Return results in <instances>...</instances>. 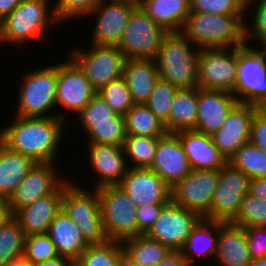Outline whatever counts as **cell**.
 I'll return each instance as SVG.
<instances>
[{
  "instance_id": "cell-43",
  "label": "cell",
  "mask_w": 266,
  "mask_h": 266,
  "mask_svg": "<svg viewBox=\"0 0 266 266\" xmlns=\"http://www.w3.org/2000/svg\"><path fill=\"white\" fill-rule=\"evenodd\" d=\"M59 256L56 246L47 233L31 234L25 238L24 258L31 264H39Z\"/></svg>"
},
{
  "instance_id": "cell-14",
  "label": "cell",
  "mask_w": 266,
  "mask_h": 266,
  "mask_svg": "<svg viewBox=\"0 0 266 266\" xmlns=\"http://www.w3.org/2000/svg\"><path fill=\"white\" fill-rule=\"evenodd\" d=\"M237 47L200 49L198 87L234 92Z\"/></svg>"
},
{
  "instance_id": "cell-31",
  "label": "cell",
  "mask_w": 266,
  "mask_h": 266,
  "mask_svg": "<svg viewBox=\"0 0 266 266\" xmlns=\"http://www.w3.org/2000/svg\"><path fill=\"white\" fill-rule=\"evenodd\" d=\"M198 113V87L178 89L169 117V133L195 130Z\"/></svg>"
},
{
  "instance_id": "cell-9",
  "label": "cell",
  "mask_w": 266,
  "mask_h": 266,
  "mask_svg": "<svg viewBox=\"0 0 266 266\" xmlns=\"http://www.w3.org/2000/svg\"><path fill=\"white\" fill-rule=\"evenodd\" d=\"M90 45L87 50L77 46L67 55L79 65L98 92L111 81L122 77L126 58L118 45Z\"/></svg>"
},
{
  "instance_id": "cell-58",
  "label": "cell",
  "mask_w": 266,
  "mask_h": 266,
  "mask_svg": "<svg viewBox=\"0 0 266 266\" xmlns=\"http://www.w3.org/2000/svg\"><path fill=\"white\" fill-rule=\"evenodd\" d=\"M245 6L250 2V0H240Z\"/></svg>"
},
{
  "instance_id": "cell-38",
  "label": "cell",
  "mask_w": 266,
  "mask_h": 266,
  "mask_svg": "<svg viewBox=\"0 0 266 266\" xmlns=\"http://www.w3.org/2000/svg\"><path fill=\"white\" fill-rule=\"evenodd\" d=\"M245 18V43L255 41L257 47L266 45V0H250L245 6Z\"/></svg>"
},
{
  "instance_id": "cell-16",
  "label": "cell",
  "mask_w": 266,
  "mask_h": 266,
  "mask_svg": "<svg viewBox=\"0 0 266 266\" xmlns=\"http://www.w3.org/2000/svg\"><path fill=\"white\" fill-rule=\"evenodd\" d=\"M201 219L197 213L180 207L171 200L145 235L171 250H181L192 229Z\"/></svg>"
},
{
  "instance_id": "cell-51",
  "label": "cell",
  "mask_w": 266,
  "mask_h": 266,
  "mask_svg": "<svg viewBox=\"0 0 266 266\" xmlns=\"http://www.w3.org/2000/svg\"><path fill=\"white\" fill-rule=\"evenodd\" d=\"M248 193L266 200V178L250 179Z\"/></svg>"
},
{
  "instance_id": "cell-27",
  "label": "cell",
  "mask_w": 266,
  "mask_h": 266,
  "mask_svg": "<svg viewBox=\"0 0 266 266\" xmlns=\"http://www.w3.org/2000/svg\"><path fill=\"white\" fill-rule=\"evenodd\" d=\"M48 236L56 246L59 256L75 262L90 245L78 226L62 210L49 225Z\"/></svg>"
},
{
  "instance_id": "cell-48",
  "label": "cell",
  "mask_w": 266,
  "mask_h": 266,
  "mask_svg": "<svg viewBox=\"0 0 266 266\" xmlns=\"http://www.w3.org/2000/svg\"><path fill=\"white\" fill-rule=\"evenodd\" d=\"M168 203H152L137 207L138 236L145 235Z\"/></svg>"
},
{
  "instance_id": "cell-32",
  "label": "cell",
  "mask_w": 266,
  "mask_h": 266,
  "mask_svg": "<svg viewBox=\"0 0 266 266\" xmlns=\"http://www.w3.org/2000/svg\"><path fill=\"white\" fill-rule=\"evenodd\" d=\"M124 253L141 266H157L172 250L146 235H139L121 242Z\"/></svg>"
},
{
  "instance_id": "cell-50",
  "label": "cell",
  "mask_w": 266,
  "mask_h": 266,
  "mask_svg": "<svg viewBox=\"0 0 266 266\" xmlns=\"http://www.w3.org/2000/svg\"><path fill=\"white\" fill-rule=\"evenodd\" d=\"M157 266H190L180 250H172Z\"/></svg>"
},
{
  "instance_id": "cell-19",
  "label": "cell",
  "mask_w": 266,
  "mask_h": 266,
  "mask_svg": "<svg viewBox=\"0 0 266 266\" xmlns=\"http://www.w3.org/2000/svg\"><path fill=\"white\" fill-rule=\"evenodd\" d=\"M118 186L136 207L171 201V188L150 168H128Z\"/></svg>"
},
{
  "instance_id": "cell-4",
  "label": "cell",
  "mask_w": 266,
  "mask_h": 266,
  "mask_svg": "<svg viewBox=\"0 0 266 266\" xmlns=\"http://www.w3.org/2000/svg\"><path fill=\"white\" fill-rule=\"evenodd\" d=\"M200 48L182 32H169L155 57L159 79L178 89L198 87Z\"/></svg>"
},
{
  "instance_id": "cell-2",
  "label": "cell",
  "mask_w": 266,
  "mask_h": 266,
  "mask_svg": "<svg viewBox=\"0 0 266 266\" xmlns=\"http://www.w3.org/2000/svg\"><path fill=\"white\" fill-rule=\"evenodd\" d=\"M50 3V0H23L0 21L1 46L16 44L18 47L36 40L45 42L49 26L61 24Z\"/></svg>"
},
{
  "instance_id": "cell-3",
  "label": "cell",
  "mask_w": 266,
  "mask_h": 266,
  "mask_svg": "<svg viewBox=\"0 0 266 266\" xmlns=\"http://www.w3.org/2000/svg\"><path fill=\"white\" fill-rule=\"evenodd\" d=\"M245 14L190 12L182 33L197 48H231L245 45Z\"/></svg>"
},
{
  "instance_id": "cell-11",
  "label": "cell",
  "mask_w": 266,
  "mask_h": 266,
  "mask_svg": "<svg viewBox=\"0 0 266 266\" xmlns=\"http://www.w3.org/2000/svg\"><path fill=\"white\" fill-rule=\"evenodd\" d=\"M64 60L57 63L56 105L67 111L66 114L62 111L57 112L58 117L66 121L68 110L75 115L79 114L97 91L84 71L69 55Z\"/></svg>"
},
{
  "instance_id": "cell-36",
  "label": "cell",
  "mask_w": 266,
  "mask_h": 266,
  "mask_svg": "<svg viewBox=\"0 0 266 266\" xmlns=\"http://www.w3.org/2000/svg\"><path fill=\"white\" fill-rule=\"evenodd\" d=\"M123 252L122 244L118 241L90 244L74 262V266H119Z\"/></svg>"
},
{
  "instance_id": "cell-33",
  "label": "cell",
  "mask_w": 266,
  "mask_h": 266,
  "mask_svg": "<svg viewBox=\"0 0 266 266\" xmlns=\"http://www.w3.org/2000/svg\"><path fill=\"white\" fill-rule=\"evenodd\" d=\"M126 135L161 138L168 132L165 124L146 104H135L124 115Z\"/></svg>"
},
{
  "instance_id": "cell-39",
  "label": "cell",
  "mask_w": 266,
  "mask_h": 266,
  "mask_svg": "<svg viewBox=\"0 0 266 266\" xmlns=\"http://www.w3.org/2000/svg\"><path fill=\"white\" fill-rule=\"evenodd\" d=\"M89 139L87 143L123 146L125 122L79 123ZM85 130V131H84Z\"/></svg>"
},
{
  "instance_id": "cell-6",
  "label": "cell",
  "mask_w": 266,
  "mask_h": 266,
  "mask_svg": "<svg viewBox=\"0 0 266 266\" xmlns=\"http://www.w3.org/2000/svg\"><path fill=\"white\" fill-rule=\"evenodd\" d=\"M73 181L64 189L62 211L71 218L89 244L109 241L100 211L98 191Z\"/></svg>"
},
{
  "instance_id": "cell-17",
  "label": "cell",
  "mask_w": 266,
  "mask_h": 266,
  "mask_svg": "<svg viewBox=\"0 0 266 266\" xmlns=\"http://www.w3.org/2000/svg\"><path fill=\"white\" fill-rule=\"evenodd\" d=\"M57 163H36L8 198L13 214L36 201L52 194L68 177L60 176Z\"/></svg>"
},
{
  "instance_id": "cell-10",
  "label": "cell",
  "mask_w": 266,
  "mask_h": 266,
  "mask_svg": "<svg viewBox=\"0 0 266 266\" xmlns=\"http://www.w3.org/2000/svg\"><path fill=\"white\" fill-rule=\"evenodd\" d=\"M168 33L137 6L130 15L118 47L126 60H154L164 37Z\"/></svg>"
},
{
  "instance_id": "cell-49",
  "label": "cell",
  "mask_w": 266,
  "mask_h": 266,
  "mask_svg": "<svg viewBox=\"0 0 266 266\" xmlns=\"http://www.w3.org/2000/svg\"><path fill=\"white\" fill-rule=\"evenodd\" d=\"M250 142L266 152V108H260L252 120Z\"/></svg>"
},
{
  "instance_id": "cell-59",
  "label": "cell",
  "mask_w": 266,
  "mask_h": 266,
  "mask_svg": "<svg viewBox=\"0 0 266 266\" xmlns=\"http://www.w3.org/2000/svg\"><path fill=\"white\" fill-rule=\"evenodd\" d=\"M264 51L266 52V45L263 46Z\"/></svg>"
},
{
  "instance_id": "cell-8",
  "label": "cell",
  "mask_w": 266,
  "mask_h": 266,
  "mask_svg": "<svg viewBox=\"0 0 266 266\" xmlns=\"http://www.w3.org/2000/svg\"><path fill=\"white\" fill-rule=\"evenodd\" d=\"M100 211L109 240L122 242L138 236L137 207L118 185L96 189Z\"/></svg>"
},
{
  "instance_id": "cell-42",
  "label": "cell",
  "mask_w": 266,
  "mask_h": 266,
  "mask_svg": "<svg viewBox=\"0 0 266 266\" xmlns=\"http://www.w3.org/2000/svg\"><path fill=\"white\" fill-rule=\"evenodd\" d=\"M97 93L105 99L116 114L122 116L135 105L131 97V92L123 77L111 81Z\"/></svg>"
},
{
  "instance_id": "cell-21",
  "label": "cell",
  "mask_w": 266,
  "mask_h": 266,
  "mask_svg": "<svg viewBox=\"0 0 266 266\" xmlns=\"http://www.w3.org/2000/svg\"><path fill=\"white\" fill-rule=\"evenodd\" d=\"M165 183L173 188L191 172L181 140L175 133L159 138L155 159L150 167Z\"/></svg>"
},
{
  "instance_id": "cell-29",
  "label": "cell",
  "mask_w": 266,
  "mask_h": 266,
  "mask_svg": "<svg viewBox=\"0 0 266 266\" xmlns=\"http://www.w3.org/2000/svg\"><path fill=\"white\" fill-rule=\"evenodd\" d=\"M138 6L167 32H181L191 12L190 0H138Z\"/></svg>"
},
{
  "instance_id": "cell-47",
  "label": "cell",
  "mask_w": 266,
  "mask_h": 266,
  "mask_svg": "<svg viewBox=\"0 0 266 266\" xmlns=\"http://www.w3.org/2000/svg\"><path fill=\"white\" fill-rule=\"evenodd\" d=\"M248 251L252 260L266 257V227L244 228Z\"/></svg>"
},
{
  "instance_id": "cell-20",
  "label": "cell",
  "mask_w": 266,
  "mask_h": 266,
  "mask_svg": "<svg viewBox=\"0 0 266 266\" xmlns=\"http://www.w3.org/2000/svg\"><path fill=\"white\" fill-rule=\"evenodd\" d=\"M72 182L67 178L52 194L40 197L14 213L25 235L47 233L49 225L62 210L64 189Z\"/></svg>"
},
{
  "instance_id": "cell-54",
  "label": "cell",
  "mask_w": 266,
  "mask_h": 266,
  "mask_svg": "<svg viewBox=\"0 0 266 266\" xmlns=\"http://www.w3.org/2000/svg\"><path fill=\"white\" fill-rule=\"evenodd\" d=\"M34 266H74V262L64 256H57L56 258L46 260Z\"/></svg>"
},
{
  "instance_id": "cell-57",
  "label": "cell",
  "mask_w": 266,
  "mask_h": 266,
  "mask_svg": "<svg viewBox=\"0 0 266 266\" xmlns=\"http://www.w3.org/2000/svg\"><path fill=\"white\" fill-rule=\"evenodd\" d=\"M252 266H266V257L252 260Z\"/></svg>"
},
{
  "instance_id": "cell-45",
  "label": "cell",
  "mask_w": 266,
  "mask_h": 266,
  "mask_svg": "<svg viewBox=\"0 0 266 266\" xmlns=\"http://www.w3.org/2000/svg\"><path fill=\"white\" fill-rule=\"evenodd\" d=\"M102 0H57L53 7L55 16L58 21H70L71 19H80L88 16V14L101 2Z\"/></svg>"
},
{
  "instance_id": "cell-40",
  "label": "cell",
  "mask_w": 266,
  "mask_h": 266,
  "mask_svg": "<svg viewBox=\"0 0 266 266\" xmlns=\"http://www.w3.org/2000/svg\"><path fill=\"white\" fill-rule=\"evenodd\" d=\"M177 91V87H174L169 82L159 79L146 103L148 108L157 116V118L165 124L168 133L170 112Z\"/></svg>"
},
{
  "instance_id": "cell-26",
  "label": "cell",
  "mask_w": 266,
  "mask_h": 266,
  "mask_svg": "<svg viewBox=\"0 0 266 266\" xmlns=\"http://www.w3.org/2000/svg\"><path fill=\"white\" fill-rule=\"evenodd\" d=\"M134 104H146L159 80V72L153 59L126 60L123 75Z\"/></svg>"
},
{
  "instance_id": "cell-35",
  "label": "cell",
  "mask_w": 266,
  "mask_h": 266,
  "mask_svg": "<svg viewBox=\"0 0 266 266\" xmlns=\"http://www.w3.org/2000/svg\"><path fill=\"white\" fill-rule=\"evenodd\" d=\"M228 163L233 168L242 171L250 179L266 178V152L251 142L242 145L228 159Z\"/></svg>"
},
{
  "instance_id": "cell-18",
  "label": "cell",
  "mask_w": 266,
  "mask_h": 266,
  "mask_svg": "<svg viewBox=\"0 0 266 266\" xmlns=\"http://www.w3.org/2000/svg\"><path fill=\"white\" fill-rule=\"evenodd\" d=\"M258 106L238 102L220 129L212 135L214 144L228 159L244 144L250 142L251 124Z\"/></svg>"
},
{
  "instance_id": "cell-53",
  "label": "cell",
  "mask_w": 266,
  "mask_h": 266,
  "mask_svg": "<svg viewBox=\"0 0 266 266\" xmlns=\"http://www.w3.org/2000/svg\"><path fill=\"white\" fill-rule=\"evenodd\" d=\"M23 0H0V21L8 16Z\"/></svg>"
},
{
  "instance_id": "cell-52",
  "label": "cell",
  "mask_w": 266,
  "mask_h": 266,
  "mask_svg": "<svg viewBox=\"0 0 266 266\" xmlns=\"http://www.w3.org/2000/svg\"><path fill=\"white\" fill-rule=\"evenodd\" d=\"M14 218L8 198L0 196V228L4 227Z\"/></svg>"
},
{
  "instance_id": "cell-24",
  "label": "cell",
  "mask_w": 266,
  "mask_h": 266,
  "mask_svg": "<svg viewBox=\"0 0 266 266\" xmlns=\"http://www.w3.org/2000/svg\"><path fill=\"white\" fill-rule=\"evenodd\" d=\"M183 145L191 169H221L228 160L214 144L212 136L196 130L175 133Z\"/></svg>"
},
{
  "instance_id": "cell-5",
  "label": "cell",
  "mask_w": 266,
  "mask_h": 266,
  "mask_svg": "<svg viewBox=\"0 0 266 266\" xmlns=\"http://www.w3.org/2000/svg\"><path fill=\"white\" fill-rule=\"evenodd\" d=\"M21 78L14 115L18 117H58L56 113H49L54 107H57V63L35 70L30 69Z\"/></svg>"
},
{
  "instance_id": "cell-30",
  "label": "cell",
  "mask_w": 266,
  "mask_h": 266,
  "mask_svg": "<svg viewBox=\"0 0 266 266\" xmlns=\"http://www.w3.org/2000/svg\"><path fill=\"white\" fill-rule=\"evenodd\" d=\"M36 162L0 141V196L9 198Z\"/></svg>"
},
{
  "instance_id": "cell-34",
  "label": "cell",
  "mask_w": 266,
  "mask_h": 266,
  "mask_svg": "<svg viewBox=\"0 0 266 266\" xmlns=\"http://www.w3.org/2000/svg\"><path fill=\"white\" fill-rule=\"evenodd\" d=\"M158 140V137L126 135L123 148L128 168H150L155 159Z\"/></svg>"
},
{
  "instance_id": "cell-44",
  "label": "cell",
  "mask_w": 266,
  "mask_h": 266,
  "mask_svg": "<svg viewBox=\"0 0 266 266\" xmlns=\"http://www.w3.org/2000/svg\"><path fill=\"white\" fill-rule=\"evenodd\" d=\"M77 117L80 123L125 122L124 116L116 114L99 93L74 118Z\"/></svg>"
},
{
  "instance_id": "cell-13",
  "label": "cell",
  "mask_w": 266,
  "mask_h": 266,
  "mask_svg": "<svg viewBox=\"0 0 266 266\" xmlns=\"http://www.w3.org/2000/svg\"><path fill=\"white\" fill-rule=\"evenodd\" d=\"M219 172L220 169H192L186 177L171 188V200L180 207L205 218L210 212Z\"/></svg>"
},
{
  "instance_id": "cell-46",
  "label": "cell",
  "mask_w": 266,
  "mask_h": 266,
  "mask_svg": "<svg viewBox=\"0 0 266 266\" xmlns=\"http://www.w3.org/2000/svg\"><path fill=\"white\" fill-rule=\"evenodd\" d=\"M190 9L207 14H245V5L240 0H190Z\"/></svg>"
},
{
  "instance_id": "cell-15",
  "label": "cell",
  "mask_w": 266,
  "mask_h": 266,
  "mask_svg": "<svg viewBox=\"0 0 266 266\" xmlns=\"http://www.w3.org/2000/svg\"><path fill=\"white\" fill-rule=\"evenodd\" d=\"M137 0H102L89 14L97 17L92 28L91 44L119 45Z\"/></svg>"
},
{
  "instance_id": "cell-56",
  "label": "cell",
  "mask_w": 266,
  "mask_h": 266,
  "mask_svg": "<svg viewBox=\"0 0 266 266\" xmlns=\"http://www.w3.org/2000/svg\"><path fill=\"white\" fill-rule=\"evenodd\" d=\"M2 266H34V265L28 262L24 257H21L19 259L10 261Z\"/></svg>"
},
{
  "instance_id": "cell-12",
  "label": "cell",
  "mask_w": 266,
  "mask_h": 266,
  "mask_svg": "<svg viewBox=\"0 0 266 266\" xmlns=\"http://www.w3.org/2000/svg\"><path fill=\"white\" fill-rule=\"evenodd\" d=\"M250 178L229 163L220 169L209 214L210 221L232 222L239 213L241 202L248 194Z\"/></svg>"
},
{
  "instance_id": "cell-28",
  "label": "cell",
  "mask_w": 266,
  "mask_h": 266,
  "mask_svg": "<svg viewBox=\"0 0 266 266\" xmlns=\"http://www.w3.org/2000/svg\"><path fill=\"white\" fill-rule=\"evenodd\" d=\"M220 231V221H210L202 218L192 229L187 237L181 252L188 261L190 266H196L197 259L213 258L214 260L218 236ZM199 257V258H198Z\"/></svg>"
},
{
  "instance_id": "cell-22",
  "label": "cell",
  "mask_w": 266,
  "mask_h": 266,
  "mask_svg": "<svg viewBox=\"0 0 266 266\" xmlns=\"http://www.w3.org/2000/svg\"><path fill=\"white\" fill-rule=\"evenodd\" d=\"M88 146L89 167L99 177L94 189L118 185L128 170L123 146L93 143Z\"/></svg>"
},
{
  "instance_id": "cell-1",
  "label": "cell",
  "mask_w": 266,
  "mask_h": 266,
  "mask_svg": "<svg viewBox=\"0 0 266 266\" xmlns=\"http://www.w3.org/2000/svg\"><path fill=\"white\" fill-rule=\"evenodd\" d=\"M65 121L59 117H18L0 129V141L36 163H57Z\"/></svg>"
},
{
  "instance_id": "cell-23",
  "label": "cell",
  "mask_w": 266,
  "mask_h": 266,
  "mask_svg": "<svg viewBox=\"0 0 266 266\" xmlns=\"http://www.w3.org/2000/svg\"><path fill=\"white\" fill-rule=\"evenodd\" d=\"M238 103L235 95L224 90L198 87V113L195 130L212 136Z\"/></svg>"
},
{
  "instance_id": "cell-41",
  "label": "cell",
  "mask_w": 266,
  "mask_h": 266,
  "mask_svg": "<svg viewBox=\"0 0 266 266\" xmlns=\"http://www.w3.org/2000/svg\"><path fill=\"white\" fill-rule=\"evenodd\" d=\"M231 223L243 228L266 227V200L248 193L241 202L238 215Z\"/></svg>"
},
{
  "instance_id": "cell-37",
  "label": "cell",
  "mask_w": 266,
  "mask_h": 266,
  "mask_svg": "<svg viewBox=\"0 0 266 266\" xmlns=\"http://www.w3.org/2000/svg\"><path fill=\"white\" fill-rule=\"evenodd\" d=\"M26 235L13 218L0 228V266L24 256Z\"/></svg>"
},
{
  "instance_id": "cell-7",
  "label": "cell",
  "mask_w": 266,
  "mask_h": 266,
  "mask_svg": "<svg viewBox=\"0 0 266 266\" xmlns=\"http://www.w3.org/2000/svg\"><path fill=\"white\" fill-rule=\"evenodd\" d=\"M260 48L250 47L248 43L237 47L233 94L238 102L266 108V52Z\"/></svg>"
},
{
  "instance_id": "cell-25",
  "label": "cell",
  "mask_w": 266,
  "mask_h": 266,
  "mask_svg": "<svg viewBox=\"0 0 266 266\" xmlns=\"http://www.w3.org/2000/svg\"><path fill=\"white\" fill-rule=\"evenodd\" d=\"M214 260L220 266H252L243 227L236 226L231 222H220Z\"/></svg>"
},
{
  "instance_id": "cell-55",
  "label": "cell",
  "mask_w": 266,
  "mask_h": 266,
  "mask_svg": "<svg viewBox=\"0 0 266 266\" xmlns=\"http://www.w3.org/2000/svg\"><path fill=\"white\" fill-rule=\"evenodd\" d=\"M119 266H141L137 262L133 261L124 252L121 254Z\"/></svg>"
}]
</instances>
